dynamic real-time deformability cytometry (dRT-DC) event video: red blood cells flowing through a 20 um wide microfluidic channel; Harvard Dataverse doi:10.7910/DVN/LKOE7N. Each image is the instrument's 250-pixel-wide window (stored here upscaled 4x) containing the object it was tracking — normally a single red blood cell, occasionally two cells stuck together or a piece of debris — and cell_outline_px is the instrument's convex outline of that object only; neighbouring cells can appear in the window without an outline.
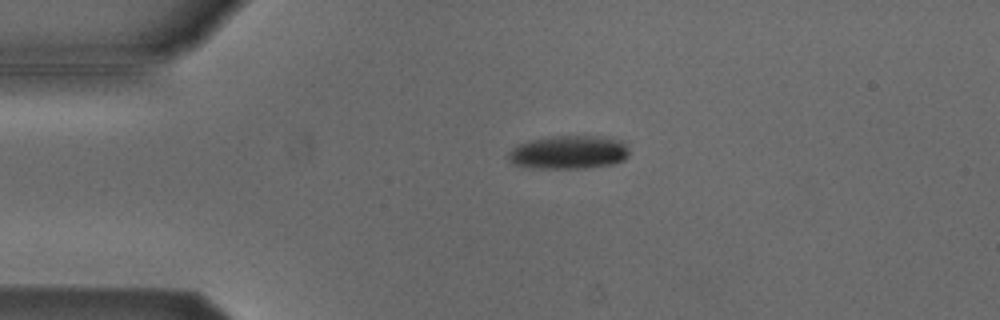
{"species": "Egyptian fruit bat (a non-hibernating species)", "species_latin": "Rousettus aegyptiacus", "temperature_condition": "cold", "stored_images_in_passage": 2, "camera_frame_rate_fps": 3000, "um_per_image_px": 0.085, "animal": {"sex": "male"}, "frame": {"image": 1, "passage_image": 1, "time_ms": 0.0, "image_size_px": [1000, 320], "cell_outline_px": [[628, 156], [624, 160], [612, 164], [584, 168], [532, 168], [512, 164], [508, 160], [508, 152], [516, 144], [528, 140], [552, 136], [608, 136], [620, 140], [628, 144]], "centroid_in_image_um": [48.33, 12.93], "position_along_channel_um": 36.7, "area_um2": 23.99}}